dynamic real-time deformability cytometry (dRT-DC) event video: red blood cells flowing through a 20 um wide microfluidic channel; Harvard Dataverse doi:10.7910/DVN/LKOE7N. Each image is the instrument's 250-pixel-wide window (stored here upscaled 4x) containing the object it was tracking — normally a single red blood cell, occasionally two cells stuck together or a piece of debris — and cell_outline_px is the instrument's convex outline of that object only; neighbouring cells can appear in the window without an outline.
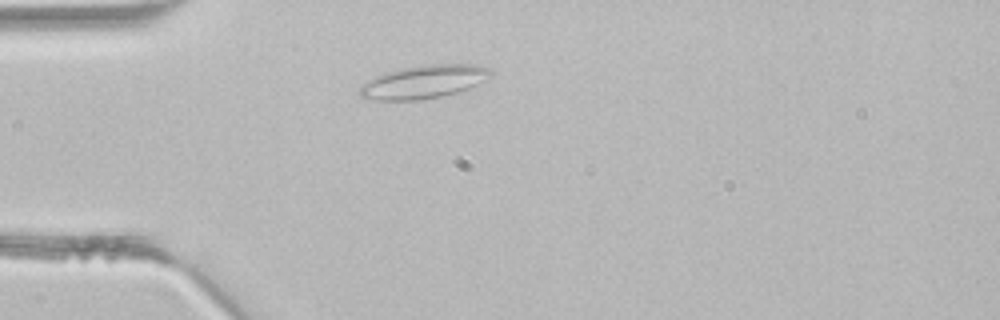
{"species": "common noctule bat (a hibernating species)", "species_latin": "Nyctalus noctula", "temperature_condition": "room temperature", "stored_images_in_passage": 1, "camera_frame_rate_fps": 3000, "um_per_image_px": 0.085, "animal": {"sex": "male", "body_mass_g": 21.5, "forearm_length_mm": 52.0}, "frame": {"image": 1, "passage_image": 1, "time_ms": 0.0, "image_size_px": [1000, 320], "cell_outline_px": [[492, 76], [468, 88], [456, 92], [440, 96], [416, 100], [376, 100], [360, 96], [360, 88], [364, 84], [376, 76], [384, 72], [404, 68], [428, 64], [476, 64], [488, 68], [492, 72]], "centroid_in_image_um": [36.04, 6.94], "position_along_channel_um": 49.0, "area_um2": 24.91}}